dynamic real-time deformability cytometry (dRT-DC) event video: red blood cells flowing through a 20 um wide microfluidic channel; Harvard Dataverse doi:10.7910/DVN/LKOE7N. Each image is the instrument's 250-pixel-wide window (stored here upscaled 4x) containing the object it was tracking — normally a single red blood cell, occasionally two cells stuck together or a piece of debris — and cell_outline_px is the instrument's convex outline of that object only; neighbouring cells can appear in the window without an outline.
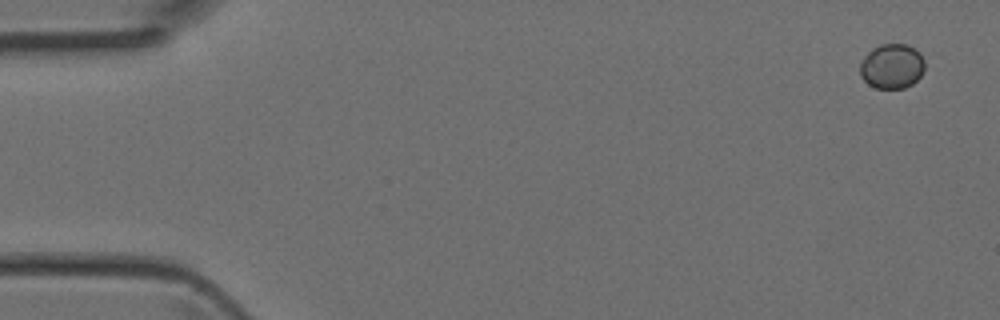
{"species": "Egyptian fruit bat (a non-hibernating species)", "species_latin": "Rousettus aegyptiacus", "temperature_condition": "room temperature", "stored_images_in_passage": 4, "camera_frame_rate_fps": 3000, "um_per_image_px": 0.085, "animal": {"sex": "female"}, "frame": {"image": 1, "passage_image": 1, "time_ms": 0.0, "image_size_px": [1000, 320], "cell_outline_px": [[924, 68], [920, 76], [912, 84], [904, 88], [876, 88], [868, 84], [860, 76], [860, 64], [864, 56], [872, 48], [880, 44], [908, 44], [920, 52], [924, 60]], "centroid_in_image_um": [75.8, 5.62], "position_along_channel_um": 9.2, "area_um2": 16.99}}
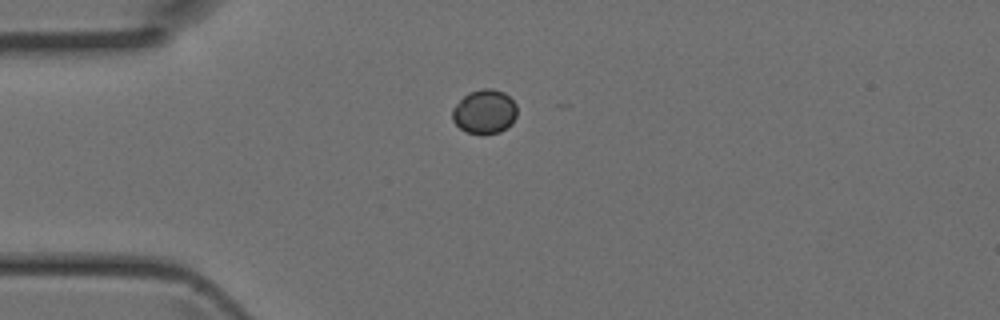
{"frame": {"image": 2, "passage_image": 4, "time_ms": 1.0, "image_size_px": [1000, 320], "cell_outline_px": [[516, 116], [512, 124], [500, 132], [480, 136], [468, 132], [460, 128], [452, 120], [452, 108], [468, 92], [484, 88], [492, 88], [504, 92], [516, 104]], "centroid_in_image_um": [41.18, 9.51], "position_along_channel_um": 43.8, "area_um2": 16.88}}